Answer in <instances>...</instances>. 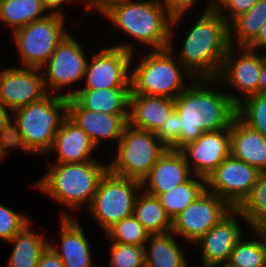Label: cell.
<instances>
[{
  "mask_svg": "<svg viewBox=\"0 0 266 267\" xmlns=\"http://www.w3.org/2000/svg\"><path fill=\"white\" fill-rule=\"evenodd\" d=\"M193 175L182 151L167 148L141 181L142 190L158 197L188 181Z\"/></svg>",
  "mask_w": 266,
  "mask_h": 267,
  "instance_id": "44dd1931",
  "label": "cell"
},
{
  "mask_svg": "<svg viewBox=\"0 0 266 267\" xmlns=\"http://www.w3.org/2000/svg\"><path fill=\"white\" fill-rule=\"evenodd\" d=\"M231 209L224 199L206 190L172 220V232L192 248Z\"/></svg>",
  "mask_w": 266,
  "mask_h": 267,
  "instance_id": "5bb4252c",
  "label": "cell"
},
{
  "mask_svg": "<svg viewBox=\"0 0 266 267\" xmlns=\"http://www.w3.org/2000/svg\"><path fill=\"white\" fill-rule=\"evenodd\" d=\"M237 116L266 137V94L258 93L244 98L237 104Z\"/></svg>",
  "mask_w": 266,
  "mask_h": 267,
  "instance_id": "836d02e7",
  "label": "cell"
},
{
  "mask_svg": "<svg viewBox=\"0 0 266 267\" xmlns=\"http://www.w3.org/2000/svg\"><path fill=\"white\" fill-rule=\"evenodd\" d=\"M99 45V50L95 47V50L89 52L80 89L131 88L133 53L112 45Z\"/></svg>",
  "mask_w": 266,
  "mask_h": 267,
  "instance_id": "7c38bea8",
  "label": "cell"
},
{
  "mask_svg": "<svg viewBox=\"0 0 266 267\" xmlns=\"http://www.w3.org/2000/svg\"><path fill=\"white\" fill-rule=\"evenodd\" d=\"M159 1L164 5L165 9L172 16H175L181 13L190 14L192 11L194 12V10H197L194 8L198 7L199 2H200V5L202 4L201 1L199 0H159ZM206 1H205V4L201 5L202 7L199 11H204V10L213 8L214 0H206Z\"/></svg>",
  "mask_w": 266,
  "mask_h": 267,
  "instance_id": "ab89813d",
  "label": "cell"
},
{
  "mask_svg": "<svg viewBox=\"0 0 266 267\" xmlns=\"http://www.w3.org/2000/svg\"><path fill=\"white\" fill-rule=\"evenodd\" d=\"M57 224H59L57 226L58 234H56L58 238L56 237L55 240L53 236L50 237L52 239L49 238V246L60 257L64 266L100 267L98 262L97 264H95L96 261L94 262L91 238H88L89 235L83 229L79 217H58Z\"/></svg>",
  "mask_w": 266,
  "mask_h": 267,
  "instance_id": "ac0fdd59",
  "label": "cell"
},
{
  "mask_svg": "<svg viewBox=\"0 0 266 267\" xmlns=\"http://www.w3.org/2000/svg\"><path fill=\"white\" fill-rule=\"evenodd\" d=\"M141 181L120 177L109 170L101 178L91 205L86 210L102 233L115 223L133 215Z\"/></svg>",
  "mask_w": 266,
  "mask_h": 267,
  "instance_id": "30bf717a",
  "label": "cell"
},
{
  "mask_svg": "<svg viewBox=\"0 0 266 267\" xmlns=\"http://www.w3.org/2000/svg\"><path fill=\"white\" fill-rule=\"evenodd\" d=\"M68 98L48 93L42 99L11 112L29 149L44 158L67 116Z\"/></svg>",
  "mask_w": 266,
  "mask_h": 267,
  "instance_id": "8992f818",
  "label": "cell"
},
{
  "mask_svg": "<svg viewBox=\"0 0 266 267\" xmlns=\"http://www.w3.org/2000/svg\"><path fill=\"white\" fill-rule=\"evenodd\" d=\"M251 229L266 230V172L258 174L252 192L238 207Z\"/></svg>",
  "mask_w": 266,
  "mask_h": 267,
  "instance_id": "1f68e13d",
  "label": "cell"
},
{
  "mask_svg": "<svg viewBox=\"0 0 266 267\" xmlns=\"http://www.w3.org/2000/svg\"><path fill=\"white\" fill-rule=\"evenodd\" d=\"M258 0H214V8L230 25L237 17L248 12Z\"/></svg>",
  "mask_w": 266,
  "mask_h": 267,
  "instance_id": "74e56055",
  "label": "cell"
},
{
  "mask_svg": "<svg viewBox=\"0 0 266 267\" xmlns=\"http://www.w3.org/2000/svg\"><path fill=\"white\" fill-rule=\"evenodd\" d=\"M266 22V0H258L251 9L237 17L230 25V45L247 47Z\"/></svg>",
  "mask_w": 266,
  "mask_h": 267,
  "instance_id": "f546056e",
  "label": "cell"
},
{
  "mask_svg": "<svg viewBox=\"0 0 266 267\" xmlns=\"http://www.w3.org/2000/svg\"><path fill=\"white\" fill-rule=\"evenodd\" d=\"M32 220V217L24 212L0 202V240L4 243L9 242Z\"/></svg>",
  "mask_w": 266,
  "mask_h": 267,
  "instance_id": "8d00e7d4",
  "label": "cell"
},
{
  "mask_svg": "<svg viewBox=\"0 0 266 267\" xmlns=\"http://www.w3.org/2000/svg\"><path fill=\"white\" fill-rule=\"evenodd\" d=\"M31 221L7 244L12 248L6 267H38L42 253L49 246V238L45 231L39 233ZM37 230V231H36Z\"/></svg>",
  "mask_w": 266,
  "mask_h": 267,
  "instance_id": "d4e9b609",
  "label": "cell"
},
{
  "mask_svg": "<svg viewBox=\"0 0 266 267\" xmlns=\"http://www.w3.org/2000/svg\"><path fill=\"white\" fill-rule=\"evenodd\" d=\"M260 172L251 165L229 155L206 178L207 190L238 208L252 192Z\"/></svg>",
  "mask_w": 266,
  "mask_h": 267,
  "instance_id": "9a60e30c",
  "label": "cell"
},
{
  "mask_svg": "<svg viewBox=\"0 0 266 267\" xmlns=\"http://www.w3.org/2000/svg\"><path fill=\"white\" fill-rule=\"evenodd\" d=\"M248 49L264 52L266 50V22L260 28L257 37L247 46Z\"/></svg>",
  "mask_w": 266,
  "mask_h": 267,
  "instance_id": "ee69618b",
  "label": "cell"
},
{
  "mask_svg": "<svg viewBox=\"0 0 266 267\" xmlns=\"http://www.w3.org/2000/svg\"><path fill=\"white\" fill-rule=\"evenodd\" d=\"M193 80L169 48L132 55L131 93L175 99Z\"/></svg>",
  "mask_w": 266,
  "mask_h": 267,
  "instance_id": "5b68a950",
  "label": "cell"
},
{
  "mask_svg": "<svg viewBox=\"0 0 266 267\" xmlns=\"http://www.w3.org/2000/svg\"><path fill=\"white\" fill-rule=\"evenodd\" d=\"M179 115V150L204 132L229 128L237 104L217 79H195L175 99Z\"/></svg>",
  "mask_w": 266,
  "mask_h": 267,
  "instance_id": "3957f363",
  "label": "cell"
},
{
  "mask_svg": "<svg viewBox=\"0 0 266 267\" xmlns=\"http://www.w3.org/2000/svg\"><path fill=\"white\" fill-rule=\"evenodd\" d=\"M186 14L192 16V13L173 16L168 48L195 79H217L231 46L229 24L214 7L199 12V15L194 12L195 19L189 21L192 24H188ZM183 20H186L188 28L179 34L180 23L185 25ZM178 38L182 41H177ZM176 43H180V47Z\"/></svg>",
  "mask_w": 266,
  "mask_h": 267,
  "instance_id": "6da1fadb",
  "label": "cell"
},
{
  "mask_svg": "<svg viewBox=\"0 0 266 267\" xmlns=\"http://www.w3.org/2000/svg\"><path fill=\"white\" fill-rule=\"evenodd\" d=\"M207 190V179L193 175L188 181L178 185L158 198L166 214L173 220L193 201L197 200Z\"/></svg>",
  "mask_w": 266,
  "mask_h": 267,
  "instance_id": "4dcf8cb0",
  "label": "cell"
},
{
  "mask_svg": "<svg viewBox=\"0 0 266 267\" xmlns=\"http://www.w3.org/2000/svg\"><path fill=\"white\" fill-rule=\"evenodd\" d=\"M11 113L5 108V106L0 102V125L9 117Z\"/></svg>",
  "mask_w": 266,
  "mask_h": 267,
  "instance_id": "bcb514c9",
  "label": "cell"
},
{
  "mask_svg": "<svg viewBox=\"0 0 266 267\" xmlns=\"http://www.w3.org/2000/svg\"><path fill=\"white\" fill-rule=\"evenodd\" d=\"M259 93L266 94V60L263 61L259 78Z\"/></svg>",
  "mask_w": 266,
  "mask_h": 267,
  "instance_id": "f6af8a7d",
  "label": "cell"
},
{
  "mask_svg": "<svg viewBox=\"0 0 266 267\" xmlns=\"http://www.w3.org/2000/svg\"><path fill=\"white\" fill-rule=\"evenodd\" d=\"M108 243L110 245H108ZM110 256L102 267H145V246L107 242Z\"/></svg>",
  "mask_w": 266,
  "mask_h": 267,
  "instance_id": "d590c367",
  "label": "cell"
},
{
  "mask_svg": "<svg viewBox=\"0 0 266 267\" xmlns=\"http://www.w3.org/2000/svg\"><path fill=\"white\" fill-rule=\"evenodd\" d=\"M228 263L236 267H266V230L249 228L236 243Z\"/></svg>",
  "mask_w": 266,
  "mask_h": 267,
  "instance_id": "83f0119b",
  "label": "cell"
},
{
  "mask_svg": "<svg viewBox=\"0 0 266 267\" xmlns=\"http://www.w3.org/2000/svg\"><path fill=\"white\" fill-rule=\"evenodd\" d=\"M104 236L108 242L145 246L150 235L132 215L115 223L104 233Z\"/></svg>",
  "mask_w": 266,
  "mask_h": 267,
  "instance_id": "d6a6232c",
  "label": "cell"
},
{
  "mask_svg": "<svg viewBox=\"0 0 266 267\" xmlns=\"http://www.w3.org/2000/svg\"><path fill=\"white\" fill-rule=\"evenodd\" d=\"M102 18L111 25L112 32L109 29L104 34L107 44L131 53L141 47L142 50L168 48L173 16L159 0H127L113 6ZM114 31L117 38L111 37Z\"/></svg>",
  "mask_w": 266,
  "mask_h": 267,
  "instance_id": "7a4b0ae2",
  "label": "cell"
},
{
  "mask_svg": "<svg viewBox=\"0 0 266 267\" xmlns=\"http://www.w3.org/2000/svg\"><path fill=\"white\" fill-rule=\"evenodd\" d=\"M263 54H264V57H265V60H266V50L263 52Z\"/></svg>",
  "mask_w": 266,
  "mask_h": 267,
  "instance_id": "681fc988",
  "label": "cell"
},
{
  "mask_svg": "<svg viewBox=\"0 0 266 267\" xmlns=\"http://www.w3.org/2000/svg\"><path fill=\"white\" fill-rule=\"evenodd\" d=\"M181 151L192 173L207 178L231 154L230 127L204 132Z\"/></svg>",
  "mask_w": 266,
  "mask_h": 267,
  "instance_id": "d6986e66",
  "label": "cell"
},
{
  "mask_svg": "<svg viewBox=\"0 0 266 267\" xmlns=\"http://www.w3.org/2000/svg\"><path fill=\"white\" fill-rule=\"evenodd\" d=\"M67 20L59 14H48L10 34L13 49L19 57L16 66L41 69L71 31L67 28Z\"/></svg>",
  "mask_w": 266,
  "mask_h": 267,
  "instance_id": "9c48e42d",
  "label": "cell"
},
{
  "mask_svg": "<svg viewBox=\"0 0 266 267\" xmlns=\"http://www.w3.org/2000/svg\"><path fill=\"white\" fill-rule=\"evenodd\" d=\"M264 60L263 52L247 47H229L217 80L236 104L259 93V78Z\"/></svg>",
  "mask_w": 266,
  "mask_h": 267,
  "instance_id": "8fae6325",
  "label": "cell"
},
{
  "mask_svg": "<svg viewBox=\"0 0 266 267\" xmlns=\"http://www.w3.org/2000/svg\"><path fill=\"white\" fill-rule=\"evenodd\" d=\"M38 267H65L60 257L48 246L42 253Z\"/></svg>",
  "mask_w": 266,
  "mask_h": 267,
  "instance_id": "7bdbcfd3",
  "label": "cell"
},
{
  "mask_svg": "<svg viewBox=\"0 0 266 267\" xmlns=\"http://www.w3.org/2000/svg\"><path fill=\"white\" fill-rule=\"evenodd\" d=\"M127 0H81L82 4L81 10H85L87 13H97L102 17L106 12H108L113 6L121 4ZM94 12V13H92Z\"/></svg>",
  "mask_w": 266,
  "mask_h": 267,
  "instance_id": "60d3db41",
  "label": "cell"
},
{
  "mask_svg": "<svg viewBox=\"0 0 266 267\" xmlns=\"http://www.w3.org/2000/svg\"><path fill=\"white\" fill-rule=\"evenodd\" d=\"M44 8L47 10L49 14H59L67 17L66 12L64 11L69 5L75 6L77 3L79 4L76 7H81V0H41ZM67 6V7H65Z\"/></svg>",
  "mask_w": 266,
  "mask_h": 267,
  "instance_id": "b9f144b4",
  "label": "cell"
},
{
  "mask_svg": "<svg viewBox=\"0 0 266 267\" xmlns=\"http://www.w3.org/2000/svg\"><path fill=\"white\" fill-rule=\"evenodd\" d=\"M181 241L172 231L151 234L145 243V267H190L187 243Z\"/></svg>",
  "mask_w": 266,
  "mask_h": 267,
  "instance_id": "cb8c5ba5",
  "label": "cell"
},
{
  "mask_svg": "<svg viewBox=\"0 0 266 267\" xmlns=\"http://www.w3.org/2000/svg\"><path fill=\"white\" fill-rule=\"evenodd\" d=\"M48 94L39 68L4 66L0 72V102L11 113Z\"/></svg>",
  "mask_w": 266,
  "mask_h": 267,
  "instance_id": "2e32d148",
  "label": "cell"
},
{
  "mask_svg": "<svg viewBox=\"0 0 266 267\" xmlns=\"http://www.w3.org/2000/svg\"><path fill=\"white\" fill-rule=\"evenodd\" d=\"M166 149L154 132L127 124L110 157H106L108 169L117 176L142 181Z\"/></svg>",
  "mask_w": 266,
  "mask_h": 267,
  "instance_id": "ba28073f",
  "label": "cell"
},
{
  "mask_svg": "<svg viewBox=\"0 0 266 267\" xmlns=\"http://www.w3.org/2000/svg\"><path fill=\"white\" fill-rule=\"evenodd\" d=\"M47 167L44 176L31 184V189L61 206L59 217L75 218L91 205L101 178L109 170L108 161L103 159L83 163H47Z\"/></svg>",
  "mask_w": 266,
  "mask_h": 267,
  "instance_id": "277c9868",
  "label": "cell"
},
{
  "mask_svg": "<svg viewBox=\"0 0 266 267\" xmlns=\"http://www.w3.org/2000/svg\"><path fill=\"white\" fill-rule=\"evenodd\" d=\"M97 150L85 131L66 116L55 135L50 151L45 156L46 159L47 156L53 157V161L49 159L46 163H83L100 160L102 158L98 157L100 152Z\"/></svg>",
  "mask_w": 266,
  "mask_h": 267,
  "instance_id": "ffe728a7",
  "label": "cell"
},
{
  "mask_svg": "<svg viewBox=\"0 0 266 267\" xmlns=\"http://www.w3.org/2000/svg\"><path fill=\"white\" fill-rule=\"evenodd\" d=\"M75 31L72 29L63 38L49 60L41 68L48 93L70 98L82 87L90 56L87 53L95 48L90 50L88 48L87 51L82 45L84 41L79 39V33Z\"/></svg>",
  "mask_w": 266,
  "mask_h": 267,
  "instance_id": "52a82bcc",
  "label": "cell"
},
{
  "mask_svg": "<svg viewBox=\"0 0 266 267\" xmlns=\"http://www.w3.org/2000/svg\"><path fill=\"white\" fill-rule=\"evenodd\" d=\"M242 224V225H241ZM244 225L246 228H244ZM246 229V230H243ZM247 220L238 208H232L191 248L200 251V264L209 267L229 261L238 240L248 231Z\"/></svg>",
  "mask_w": 266,
  "mask_h": 267,
  "instance_id": "4fadbf2b",
  "label": "cell"
},
{
  "mask_svg": "<svg viewBox=\"0 0 266 267\" xmlns=\"http://www.w3.org/2000/svg\"><path fill=\"white\" fill-rule=\"evenodd\" d=\"M13 152L36 156L27 146L16 121L9 116L0 125V163L14 155Z\"/></svg>",
  "mask_w": 266,
  "mask_h": 267,
  "instance_id": "e575fe53",
  "label": "cell"
},
{
  "mask_svg": "<svg viewBox=\"0 0 266 267\" xmlns=\"http://www.w3.org/2000/svg\"><path fill=\"white\" fill-rule=\"evenodd\" d=\"M2 62H0V64H1ZM4 67V65L2 64V66L0 65V72H1V70H2V68Z\"/></svg>",
  "mask_w": 266,
  "mask_h": 267,
  "instance_id": "c3c4849f",
  "label": "cell"
},
{
  "mask_svg": "<svg viewBox=\"0 0 266 267\" xmlns=\"http://www.w3.org/2000/svg\"><path fill=\"white\" fill-rule=\"evenodd\" d=\"M174 109L173 98L130 93L128 124L156 133Z\"/></svg>",
  "mask_w": 266,
  "mask_h": 267,
  "instance_id": "603a6c76",
  "label": "cell"
},
{
  "mask_svg": "<svg viewBox=\"0 0 266 267\" xmlns=\"http://www.w3.org/2000/svg\"><path fill=\"white\" fill-rule=\"evenodd\" d=\"M67 116L85 131L100 151L105 148L102 147L104 142L109 143L107 145L114 142L111 145L115 148L129 119V114H108L85 109L74 97L68 98Z\"/></svg>",
  "mask_w": 266,
  "mask_h": 267,
  "instance_id": "e0dca14e",
  "label": "cell"
},
{
  "mask_svg": "<svg viewBox=\"0 0 266 267\" xmlns=\"http://www.w3.org/2000/svg\"><path fill=\"white\" fill-rule=\"evenodd\" d=\"M209 267H236V266H233L230 263L226 262V263H222V264L212 265V266H209Z\"/></svg>",
  "mask_w": 266,
  "mask_h": 267,
  "instance_id": "7dc6e473",
  "label": "cell"
},
{
  "mask_svg": "<svg viewBox=\"0 0 266 267\" xmlns=\"http://www.w3.org/2000/svg\"><path fill=\"white\" fill-rule=\"evenodd\" d=\"M231 155L266 172V137L236 116L230 126Z\"/></svg>",
  "mask_w": 266,
  "mask_h": 267,
  "instance_id": "7402d4cb",
  "label": "cell"
},
{
  "mask_svg": "<svg viewBox=\"0 0 266 267\" xmlns=\"http://www.w3.org/2000/svg\"><path fill=\"white\" fill-rule=\"evenodd\" d=\"M131 88L79 89L73 96L85 109L129 114Z\"/></svg>",
  "mask_w": 266,
  "mask_h": 267,
  "instance_id": "484cf974",
  "label": "cell"
},
{
  "mask_svg": "<svg viewBox=\"0 0 266 267\" xmlns=\"http://www.w3.org/2000/svg\"><path fill=\"white\" fill-rule=\"evenodd\" d=\"M48 14L41 0H3L0 2V27L12 34Z\"/></svg>",
  "mask_w": 266,
  "mask_h": 267,
  "instance_id": "4316f807",
  "label": "cell"
},
{
  "mask_svg": "<svg viewBox=\"0 0 266 267\" xmlns=\"http://www.w3.org/2000/svg\"><path fill=\"white\" fill-rule=\"evenodd\" d=\"M133 215L149 235L172 231V220L166 214L160 199L143 190L136 198Z\"/></svg>",
  "mask_w": 266,
  "mask_h": 267,
  "instance_id": "f1b7e54d",
  "label": "cell"
},
{
  "mask_svg": "<svg viewBox=\"0 0 266 267\" xmlns=\"http://www.w3.org/2000/svg\"><path fill=\"white\" fill-rule=\"evenodd\" d=\"M155 134L167 148L179 150V115L175 109Z\"/></svg>",
  "mask_w": 266,
  "mask_h": 267,
  "instance_id": "f35d334b",
  "label": "cell"
}]
</instances>
